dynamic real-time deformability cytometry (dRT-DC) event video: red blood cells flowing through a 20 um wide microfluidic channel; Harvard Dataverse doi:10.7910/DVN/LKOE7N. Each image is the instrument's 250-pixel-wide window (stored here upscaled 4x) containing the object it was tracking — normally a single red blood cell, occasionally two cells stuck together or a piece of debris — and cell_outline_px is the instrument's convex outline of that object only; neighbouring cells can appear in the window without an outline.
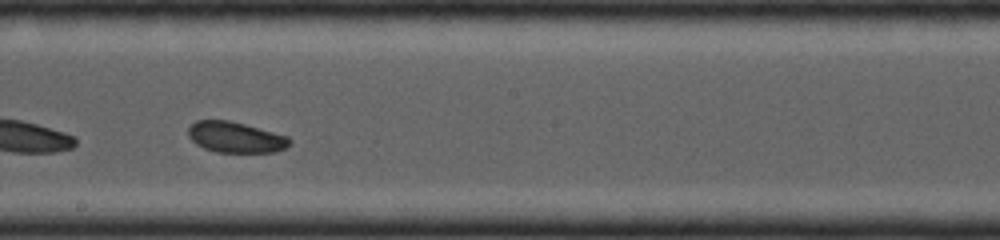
{"species": "common noctule bat (a hibernating species)", "species_latin": "Nyctalus noctula", "temperature_condition": "cold", "stored_images_in_passage": 31, "camera_frame_rate_fps": 4000, "um_per_image_px": 0.085, "animal": {"sex": "female", "body_mass_g": 19.0, "forearm_length_mm": 53.3}, "frame": {"image": 1, "passage_image": 13, "time_ms": 3.5, "image_size_px": [1000, 240], "cell_outline_px": [[292, 140], [288, 148], [276, 152], [216, 152], [204, 148], [196, 144], [188, 136], [188, 128], [196, 120], [228, 120], [244, 124], [288, 136]], "centroid_in_image_um": [20.04, 11.67], "position_along_channel_um": 228.2, "area_um2": 18.26}}